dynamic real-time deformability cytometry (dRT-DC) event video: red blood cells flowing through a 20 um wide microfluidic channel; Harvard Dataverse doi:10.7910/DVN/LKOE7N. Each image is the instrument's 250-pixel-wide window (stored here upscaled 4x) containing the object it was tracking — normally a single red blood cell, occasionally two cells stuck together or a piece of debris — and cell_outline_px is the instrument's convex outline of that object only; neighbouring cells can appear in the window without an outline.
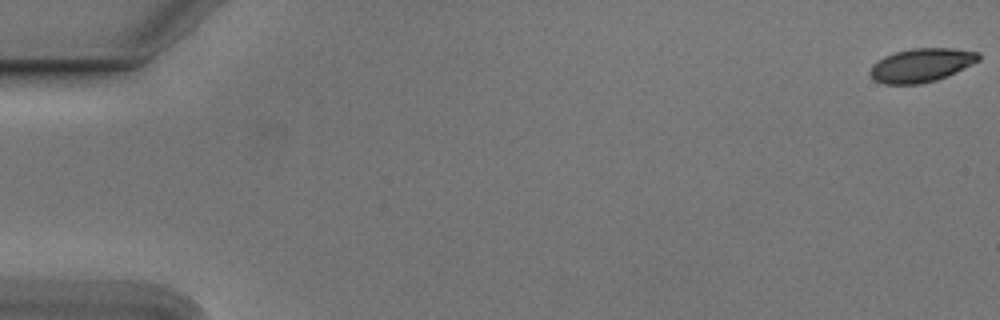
{"species": "Egyptian fruit bat (a non-hibernating species)", "species_latin": "Rousettus aegyptiacus", "temperature_condition": "cold", "stored_images_in_passage": 55, "camera_frame_rate_fps": 3000, "um_per_image_px": 0.085, "animal": {"sex": "male"}, "frame": {"image": 1, "passage_image": 1, "time_ms": 0.0, "image_size_px": [1000, 320], "cell_outline_px": [[980, 60], [948, 76], [936, 80], [920, 84], [884, 84], [876, 80], [868, 72], [872, 64], [884, 56], [892, 52], [912, 48], [952, 48], [980, 52]], "centroid_in_image_um": [78.31, 5.53], "position_along_channel_um": 6.7, "area_um2": 21.44}}
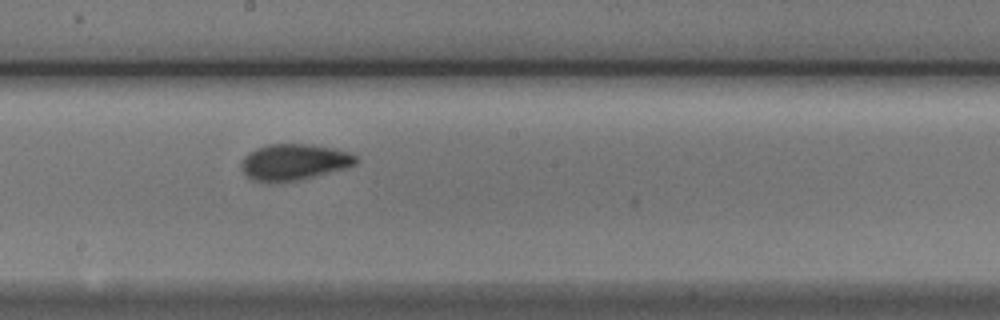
{"frame": {"image": 2, "passage_image": 31, "time_ms": 10.0, "image_size_px": [1000, 320], "cell_outline_px": [[356, 164], [348, 168], [296, 180], [272, 184], [268, 184], [252, 180], [244, 176], [240, 168], [240, 160], [248, 152], [256, 148], [268, 144], [308, 144], [332, 148], [348, 152], [356, 156]], "centroid_in_image_um": [24.9, 13.8], "position_along_channel_um": 223.3, "area_um2": 24.62}}
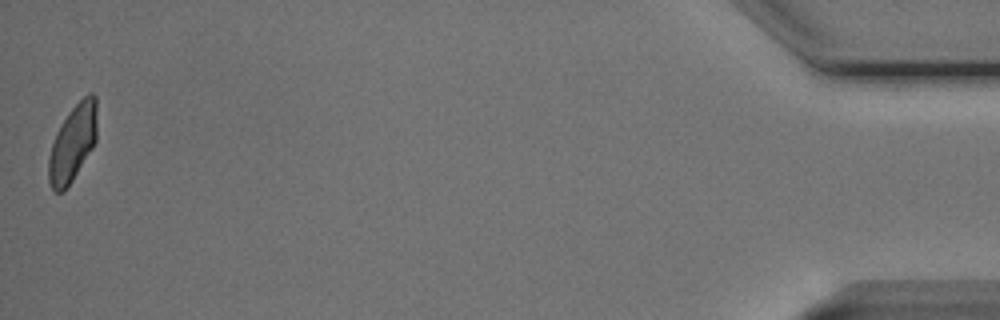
{"frame": {"image": 3, "passage_image": 55, "time_ms": 18.0, "image_size_px": [1000, 320], "cell_outline_px": [[96, 140], [92, 148], [72, 180], [60, 192], [56, 192], [52, 188], [48, 180], [48, 156], [56, 132], [72, 108], [88, 92], [92, 92], [96, 96]], "centroid_in_image_um": [6.18, 12.13], "position_along_channel_um": 429.0, "area_um2": 21.21}, "authors_computed_cell_mechanics": {"area_um2": 22.542, "velocity_mm_per_s": 3.7556, "shape_relaxation_time_tau1_ms": 2.783, "shape_relaxation_time_tau2_ms": 1.4583, "deformation_change_tau1": 0.1306, "deformation_change_tau2": 0.0489}}